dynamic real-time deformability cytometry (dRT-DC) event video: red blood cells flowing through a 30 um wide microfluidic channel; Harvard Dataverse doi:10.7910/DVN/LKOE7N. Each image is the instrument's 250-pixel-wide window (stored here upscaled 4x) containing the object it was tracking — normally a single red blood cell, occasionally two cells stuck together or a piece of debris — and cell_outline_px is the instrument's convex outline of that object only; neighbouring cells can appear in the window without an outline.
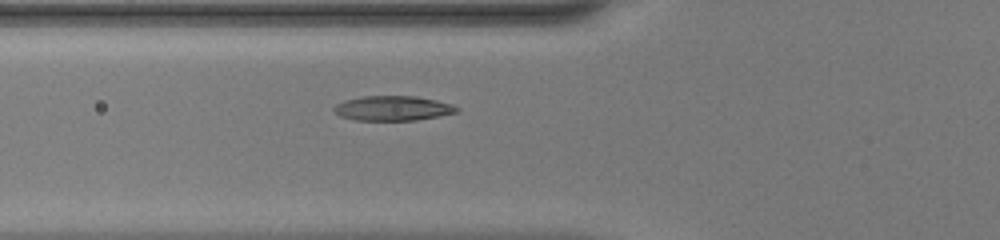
{"species": "common noctule bat (a hibernating species)", "species_latin": "Nyctalus noctula", "temperature_condition": "warm", "stored_images_in_passage": 39, "camera_frame_rate_fps": 3000, "um_per_image_px": 0.085, "animal": {"sex": "female", "body_mass_g": 20.0, "forearm_length_mm": 54.0}, "frame": {"image": 1, "passage_image": 7, "time_ms": 2.0, "image_size_px": [1000, 240], "cell_outline_px": [[460, 112], [440, 116], [416, 120], [356, 120], [340, 116], [332, 108], [336, 104], [344, 100], [360, 96], [416, 96], [436, 100], [452, 104], [460, 108]], "centroid_in_image_um": [33.42, 9.2], "position_along_channel_um": 92.4, "area_um2": 17.86}}
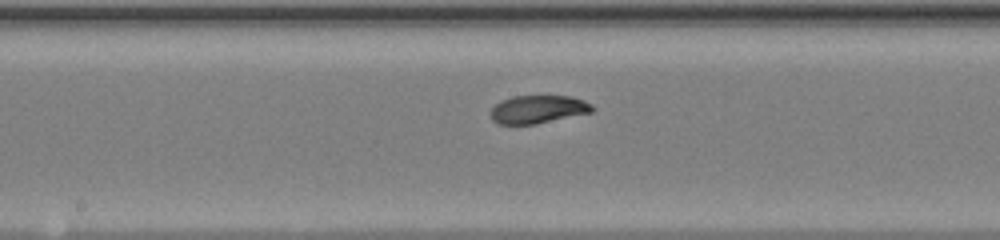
{"frame": {"image": 2, "passage_image": 15, "time_ms": 4.667, "image_size_px": [1000, 240], "cell_outline_px": [[596, 108], [592, 112], [536, 124], [496, 124], [492, 120], [492, 108], [500, 100], [512, 96], [572, 96], [584, 100], [592, 104]], "centroid_in_image_um": [45.76, 9.29], "position_along_channel_um": 202.4, "area_um2": 16.7}}
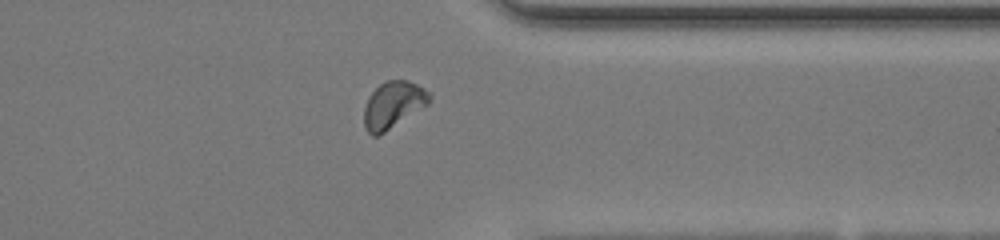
{"frame": {"image": 3, "passage_image": 28, "time_ms": 9.0, "image_size_px": [1000, 240], "cell_outline_px": [[432, 96], [428, 104], [380, 136], [372, 136], [364, 128], [364, 108], [368, 96], [380, 84], [388, 80], [408, 80], [432, 92]], "centroid_in_image_um": [33.42, 8.92], "position_along_channel_um": 378.0, "area_um2": 18.03}}